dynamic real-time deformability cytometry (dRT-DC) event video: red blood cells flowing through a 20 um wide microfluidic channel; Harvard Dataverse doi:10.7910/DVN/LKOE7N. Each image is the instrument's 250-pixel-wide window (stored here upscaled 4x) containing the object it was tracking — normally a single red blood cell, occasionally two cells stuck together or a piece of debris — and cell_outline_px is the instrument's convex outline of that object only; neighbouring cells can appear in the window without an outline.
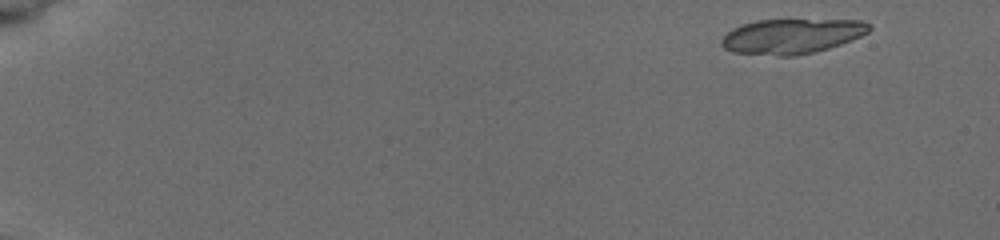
{"species": "common noctule bat (a hibernating species)", "species_latin": "Nyctalus noctula", "temperature_condition": "cold", "stored_images_in_passage": 8, "camera_frame_rate_fps": 3000, "um_per_image_px": 0.085, "animal": {"sex": "female", "body_mass_g": 19.5, "forearm_length_mm": 54.1}, "frame": {"image": 1, "passage_image": 2, "time_ms": 0.667, "image_size_px": [1000, 240], "cell_outline_px": [[872, 28], [868, 32], [860, 36], [840, 44], [828, 48], [796, 56], [776, 56], [732, 52], [724, 48], [720, 44], [720, 40], [732, 28], [740, 24], [756, 20], [864, 20], [872, 24]], "centroid_in_image_um": [67.28, 3.07], "position_along_channel_um": 17.7, "area_um2": 30.23}}
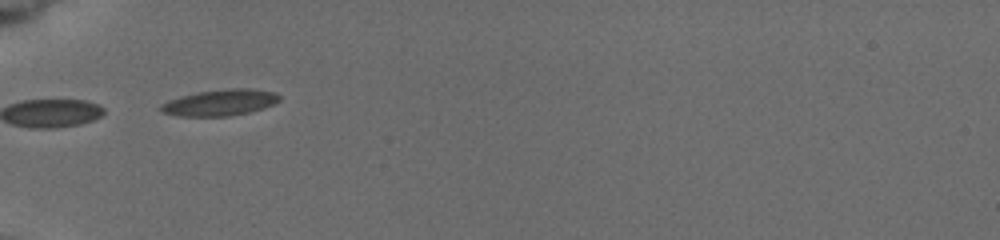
{"frame": {"image": 2, "passage_image": 7, "time_ms": 6.0, "image_size_px": [1000, 240], "cell_outline_px": [[280, 100], [264, 108], [248, 112], [228, 116], [176, 116], [164, 112], [160, 108], [160, 104], [168, 100], [200, 92], [228, 88], [248, 88], [276, 92], [280, 96]], "centroid_in_image_um": [18.73, 8.72], "position_along_channel_um": 66.3, "area_um2": 17.92}}